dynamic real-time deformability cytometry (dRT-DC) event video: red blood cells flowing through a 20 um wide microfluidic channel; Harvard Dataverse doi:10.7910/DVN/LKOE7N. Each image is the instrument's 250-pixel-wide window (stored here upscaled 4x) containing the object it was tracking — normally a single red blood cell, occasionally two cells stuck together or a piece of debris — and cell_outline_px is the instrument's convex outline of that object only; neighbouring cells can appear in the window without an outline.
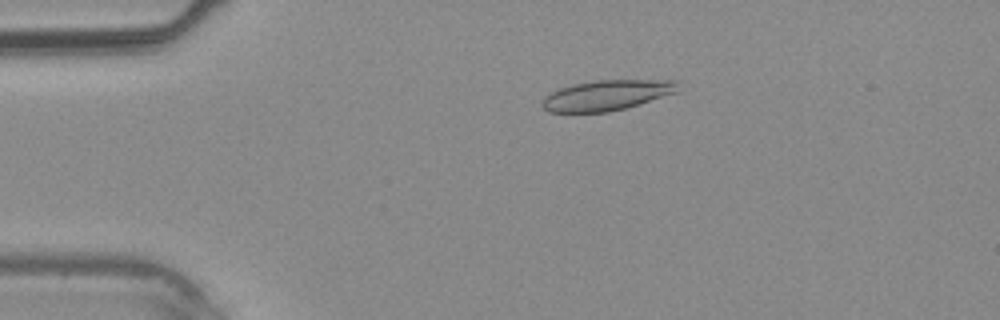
{"species": "common noctule bat (a hibernating species)", "species_latin": "Nyctalus noctula", "temperature_condition": "warm", "stored_images_in_passage": 35, "camera_frame_rate_fps": 3000, "um_per_image_px": 0.085, "animal": {"sex": "male", "body_mass_g": 20.4}, "frame": {"image": 1, "passage_image": 8, "time_ms": 2.333, "image_size_px": [1000, 320], "cell_outline_px": [[680, 80], [676, 92], [624, 108], [608, 112], [548, 112], [540, 104], [540, 100], [544, 96], [560, 88], [572, 84], [596, 80]], "centroid_in_image_um": [51.52, 8.09], "position_along_channel_um": 33.5, "area_um2": 23.87}}
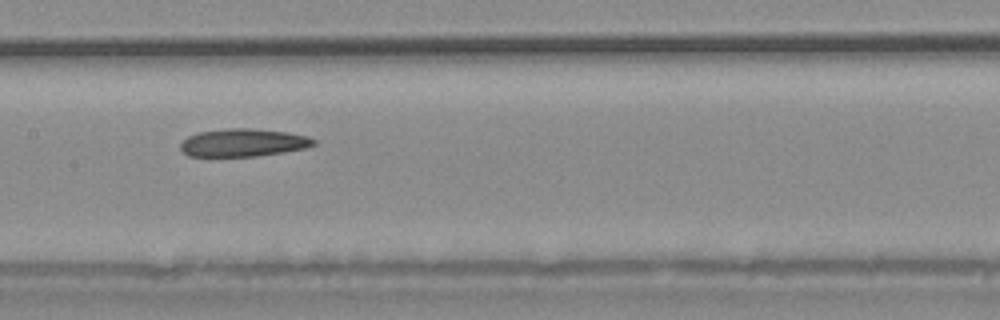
{"frame": {"image": 2, "passage_image": 19, "time_ms": 6.0, "image_size_px": [1000, 320], "cell_outline_px": [[316, 144], [304, 148], [284, 152], [256, 156], [188, 156], [180, 148], [180, 144], [188, 136], [200, 132], [228, 128], [252, 128], [288, 132], [308, 136], [316, 140]], "centroid_in_image_um": [20.69, 12.12], "position_along_channel_um": 186.7, "area_um2": 21.56}}
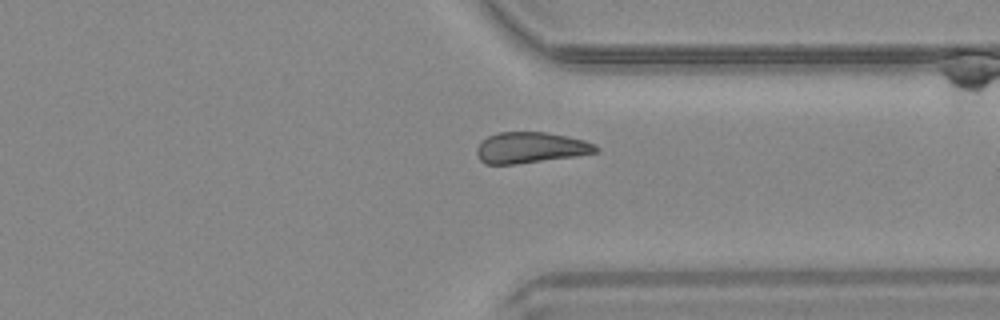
{"frame": {"image": 3, "passage_image": 29, "time_ms": 9.333, "image_size_px": [1000, 320], "cell_outline_px": [[600, 152], [576, 156], [516, 164], [484, 164], [480, 160], [476, 152], [476, 148], [480, 140], [496, 132], [544, 132], [584, 140], [600, 148]], "centroid_in_image_um": [45.06, 12.55], "position_along_channel_um": 366.3, "area_um2": 21.56}}